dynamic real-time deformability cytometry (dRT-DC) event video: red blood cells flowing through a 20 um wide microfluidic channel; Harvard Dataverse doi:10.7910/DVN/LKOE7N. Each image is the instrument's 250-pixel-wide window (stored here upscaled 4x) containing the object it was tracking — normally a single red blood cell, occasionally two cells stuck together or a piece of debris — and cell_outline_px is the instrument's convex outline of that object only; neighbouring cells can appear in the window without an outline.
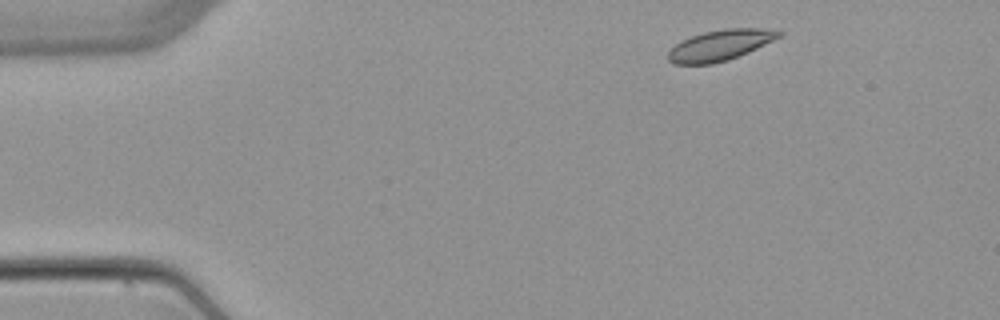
{"species": "common noctule bat (a hibernating species)", "species_latin": "Nyctalus noctula", "temperature_condition": "warm", "stored_images_in_passage": 3, "camera_frame_rate_fps": 3000, "um_per_image_px": 0.085, "animal": {"sex": "female", "body_mass_g": 22.7, "forearm_length_mm": 54.2}, "frame": {"image": 1, "passage_image": 1, "time_ms": 0.0, "image_size_px": [1000, 320], "cell_outline_px": [[784, 32], [780, 36], [748, 52], [728, 60], [712, 64], [672, 64], [668, 60], [668, 52], [676, 44], [692, 36], [704, 32], [724, 28], [760, 28]], "centroid_in_image_um": [61.18, 3.85], "position_along_channel_um": 23.8, "area_um2": 19.54}}
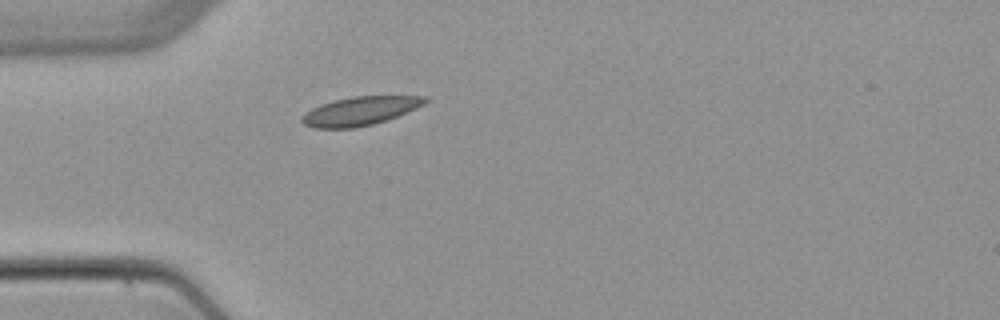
{"frame": {"image": 2, "passage_image": 3, "time_ms": 2.667, "image_size_px": [1000, 320], "cell_outline_px": [[428, 100], [424, 104], [416, 108], [396, 116], [372, 124], [352, 128], [312, 128], [304, 124], [300, 120], [300, 116], [304, 112], [320, 104], [352, 96], [428, 96]], "centroid_in_image_um": [30.55, 9.43], "position_along_channel_um": 54.5, "area_um2": 20.46}}